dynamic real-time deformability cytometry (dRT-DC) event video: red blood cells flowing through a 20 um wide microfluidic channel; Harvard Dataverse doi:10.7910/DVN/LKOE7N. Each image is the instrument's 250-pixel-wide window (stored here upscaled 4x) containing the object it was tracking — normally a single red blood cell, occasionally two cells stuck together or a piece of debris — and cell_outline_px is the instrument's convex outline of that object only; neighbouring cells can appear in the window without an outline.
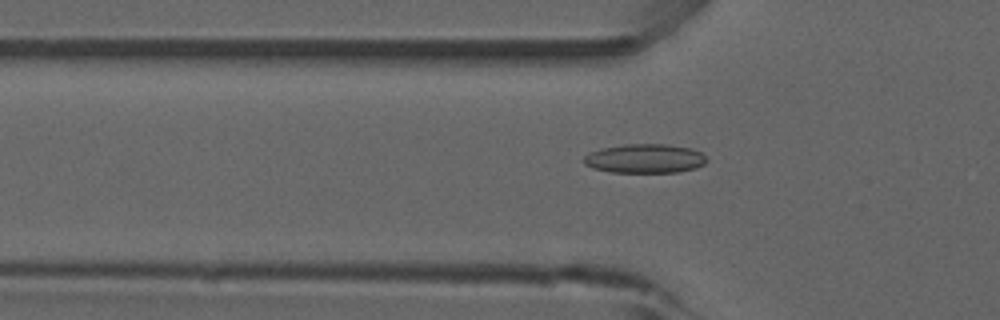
{"species": "common noctule bat (a hibernating species)", "species_latin": "Nyctalus noctula", "temperature_condition": "room temperature", "stored_images_in_passage": 52, "camera_frame_rate_fps": 3000, "um_per_image_px": 0.085, "animal": {"sex": "male", "forearm_length_mm": 52.5}, "frame": {"image": 1, "passage_image": 17, "time_ms": 5.333, "image_size_px": [1000, 320], "cell_outline_px": [[708, 160], [704, 164], [696, 168], [676, 172], [612, 172], [592, 168], [584, 164], [584, 156], [588, 152], [600, 148], [624, 144], [668, 144], [692, 148], [700, 152]], "centroid_in_image_um": [54.8, 13.47], "position_along_channel_um": 71.0, "area_um2": 20.98}}
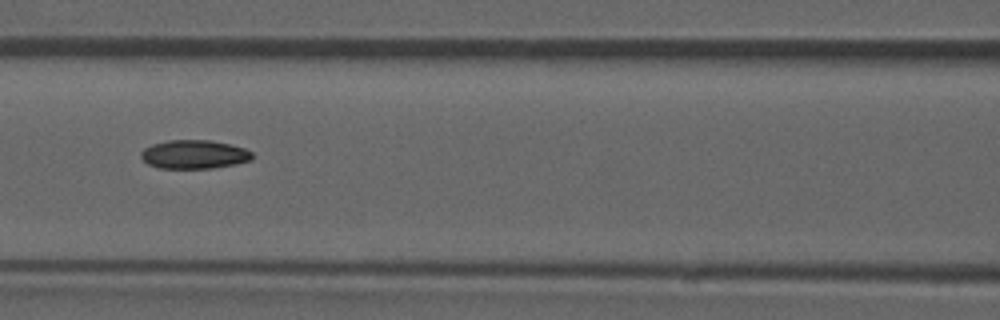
{"frame": {"image": 2, "passage_image": 23, "time_ms": 7.333, "image_size_px": [1000, 320], "cell_outline_px": [[252, 160], [236, 164], [212, 168], [160, 168], [148, 164], [140, 156], [140, 152], [144, 148], [152, 144], [168, 140], [212, 140], [244, 148], [252, 152]], "centroid_in_image_um": [16.49, 13.12], "position_along_channel_um": 150.1, "area_um2": 18.61}}
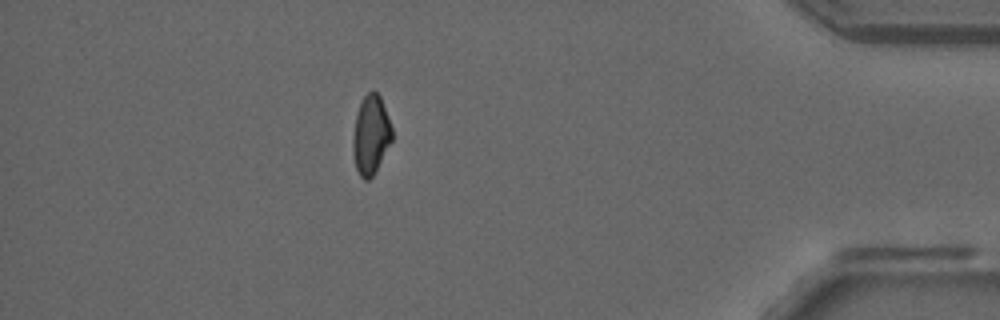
{"frame": {"image": 3, "passage_image": 46, "time_ms": 15.0, "image_size_px": [1000, 320], "cell_outline_px": [[392, 140], [372, 176], [368, 180], [364, 180], [360, 176], [356, 168], [352, 152], [352, 140], [356, 116], [360, 104], [364, 96], [368, 92], [376, 92], [380, 96], [392, 128]], "centroid_in_image_um": [31.5, 11.48], "position_along_channel_um": 403.7, "area_um2": 17.69}, "authors_computed_cell_mechanics": {"area_um2": 18.8139, "velocity_mm_per_s": 3.9165, "shape_relaxation_time_tau1_ms": null, "shape_relaxation_time_tau2_ms": 3.0174, "deformation_change_tau1": null, "deformation_change_tau2": 0.0778}}